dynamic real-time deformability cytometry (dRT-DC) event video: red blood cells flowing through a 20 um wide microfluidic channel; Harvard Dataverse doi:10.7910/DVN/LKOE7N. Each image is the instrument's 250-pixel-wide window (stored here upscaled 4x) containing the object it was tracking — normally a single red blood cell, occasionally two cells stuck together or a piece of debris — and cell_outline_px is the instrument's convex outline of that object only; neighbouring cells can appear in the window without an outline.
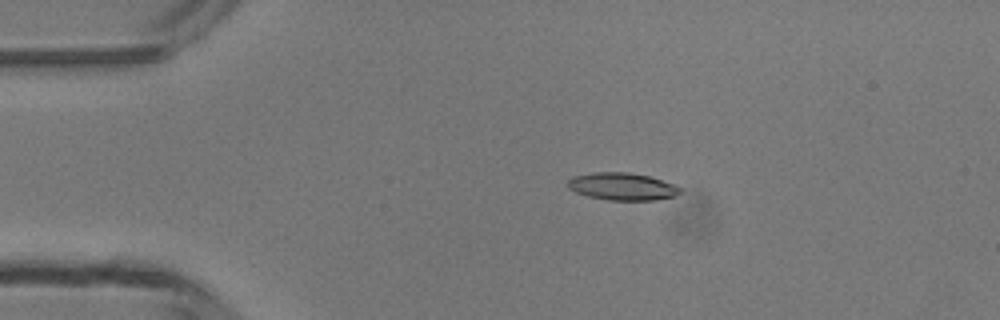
{"species": "common noctule bat (a hibernating species)", "species_latin": "Nyctalus noctula", "temperature_condition": "room temperature", "stored_images_in_passage": 40, "camera_frame_rate_fps": 3000, "um_per_image_px": 0.085, "animal": {"sex": "male", "body_mass_g": 13.3}, "frame": {"image": 1, "passage_image": 1, "time_ms": 0.0, "image_size_px": [1000, 320], "cell_outline_px": [[680, 192], [676, 196], [656, 200], [604, 200], [588, 196], [576, 192], [568, 188], [568, 180], [572, 176], [592, 172], [628, 172], [648, 176], [672, 184], [680, 188]], "centroid_in_image_um": [52.85, 15.85], "position_along_channel_um": 32.2, "area_um2": 17.92}}
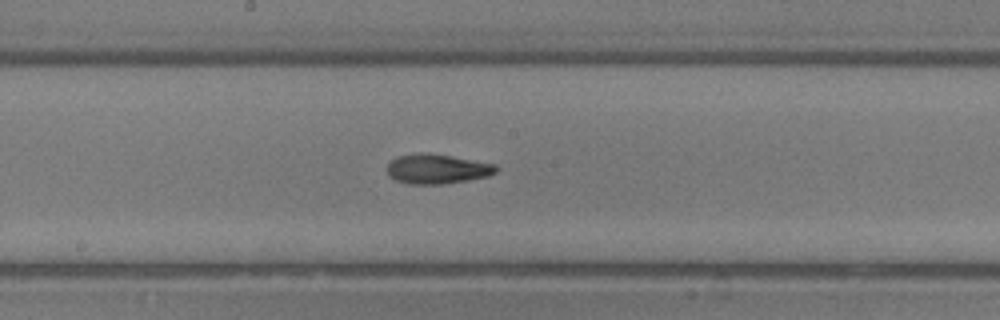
{"frame": {"image": 2, "passage_image": 17, "time_ms": 5.333, "image_size_px": [1000, 320], "cell_outline_px": [[496, 172], [488, 176], [444, 184], [408, 184], [396, 180], [388, 176], [388, 164], [396, 156], [416, 152], [424, 152], [452, 156], [496, 164]], "centroid_in_image_um": [37.12, 14.35], "position_along_channel_um": 211.1, "area_um2": 18.9}}
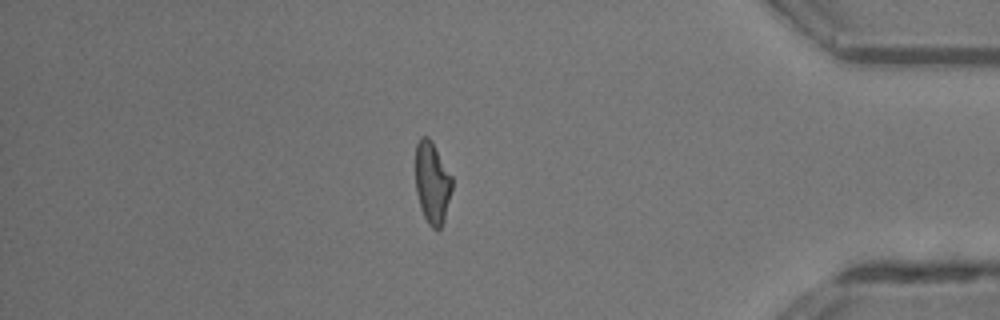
{"frame": {"image": 3, "passage_image": 33, "time_ms": 10.667, "image_size_px": [1000, 320], "cell_outline_px": [[452, 188], [444, 220], [440, 228], [436, 232], [428, 224], [424, 216], [416, 192], [416, 144], [420, 136], [428, 136], [432, 140], [452, 176]], "centroid_in_image_um": [36.74, 15.51], "position_along_channel_um": 398.5, "area_um2": 17.51}, "authors_computed_cell_mechanics": {"area_um2": 18.3226, "velocity_mm_per_s": 4.2246, "shape_relaxation_time_tau1_ms": 4.4299, "shape_relaxation_time_tau2_ms": 2.1709, "deformation_change_tau1": 0.1843, "deformation_change_tau2": 0.097}}